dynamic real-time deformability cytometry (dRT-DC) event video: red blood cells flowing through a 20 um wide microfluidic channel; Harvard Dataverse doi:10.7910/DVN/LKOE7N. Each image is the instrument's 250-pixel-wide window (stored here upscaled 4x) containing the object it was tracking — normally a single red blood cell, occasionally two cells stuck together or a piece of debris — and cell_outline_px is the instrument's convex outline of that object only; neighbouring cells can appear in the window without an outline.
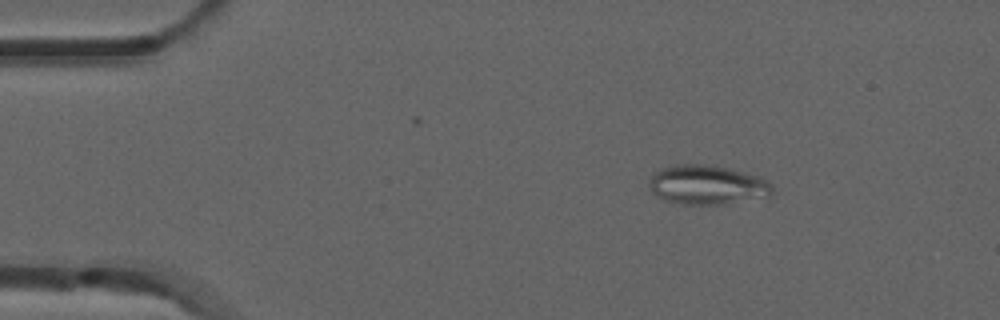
{"species": "common noctule bat (a hibernating species)", "species_latin": "Nyctalus noctula", "temperature_condition": "room temperature", "stored_images_in_passage": 5, "camera_frame_rate_fps": 3000, "um_per_image_px": 0.085, "animal": {"sex": "male", "forearm_length_mm": 52.5}, "frame": {"image": 1, "passage_image": 3, "time_ms": 0.667, "image_size_px": [1000, 320], "cell_outline_px": [[772, 196], [724, 204], [680, 204], [664, 200], [656, 196], [648, 188], [648, 184], [652, 176], [660, 168], [676, 164], [704, 164], [728, 168], [760, 176], [768, 180], [772, 184]], "centroid_in_image_um": [60.11, 15.71], "position_along_channel_um": 24.9, "area_um2": 28.5}}
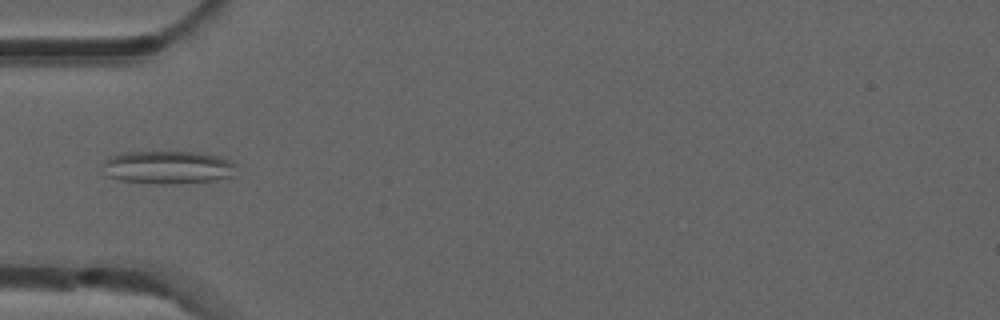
{"frame": {"image": 2, "passage_image": 5, "time_ms": 1.333, "image_size_px": [1000, 320], "cell_outline_px": [[236, 164], [232, 176], [216, 180], [180, 184], [160, 184], [120, 180], [104, 176], [100, 168], [100, 164], [104, 160], [112, 156], [128, 152], [200, 152], [216, 156], [228, 160]], "centroid_in_image_um": [14.19, 14.24], "position_along_channel_um": 70.8, "area_um2": 26.01}}